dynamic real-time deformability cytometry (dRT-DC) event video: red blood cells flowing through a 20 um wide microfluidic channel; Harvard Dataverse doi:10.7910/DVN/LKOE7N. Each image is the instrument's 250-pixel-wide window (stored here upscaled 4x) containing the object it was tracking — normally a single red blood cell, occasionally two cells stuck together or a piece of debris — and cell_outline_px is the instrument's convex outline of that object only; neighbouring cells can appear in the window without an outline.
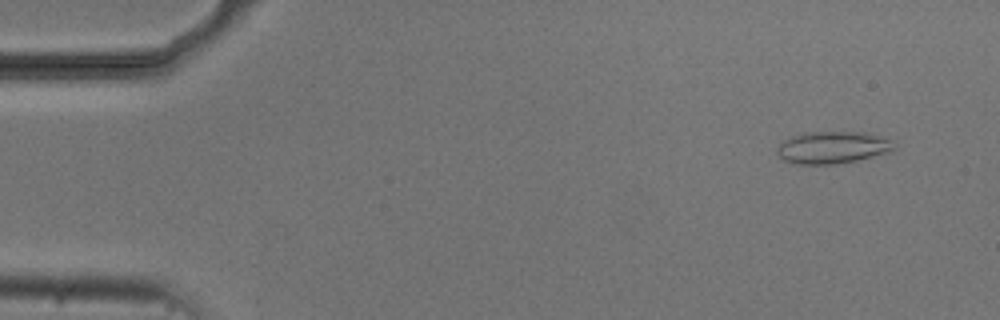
{"species": "common noctule bat (a hibernating species)", "species_latin": "Nyctalus noctula", "temperature_condition": "cold", "stored_images_in_passage": 6, "camera_frame_rate_fps": 3000, "um_per_image_px": 0.085, "animal": {"sex": "male", "body_mass_g": 20.5, "forearm_length_mm": 52.5}, "frame": {"image": 1, "passage_image": 1, "time_ms": 0.0, "image_size_px": [1000, 320], "cell_outline_px": [[896, 148], [888, 152], [856, 160], [836, 164], [796, 164], [784, 160], [776, 152], [780, 144], [784, 140], [792, 136], [808, 132], [864, 132], [896, 140]], "centroid_in_image_um": [70.81, 12.53], "position_along_channel_um": 14.2, "area_um2": 21.91}}
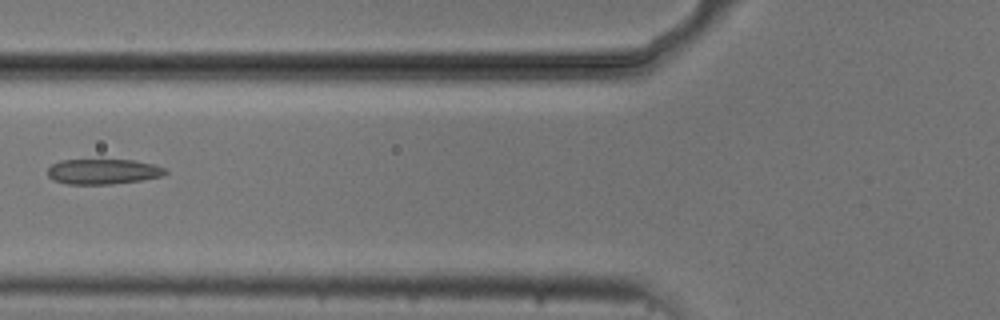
{"frame": {"image": 2, "passage_image": 6, "time_ms": 5.667, "image_size_px": [1000, 320], "cell_outline_px": [[168, 172], [164, 176], [140, 180], [112, 184], [68, 184], [52, 180], [48, 176], [48, 168], [52, 164], [60, 160], [132, 160], [152, 164], [164, 168]], "centroid_in_image_um": [8.74, 14.59], "position_along_channel_um": 117.1, "area_um2": 17.28}}